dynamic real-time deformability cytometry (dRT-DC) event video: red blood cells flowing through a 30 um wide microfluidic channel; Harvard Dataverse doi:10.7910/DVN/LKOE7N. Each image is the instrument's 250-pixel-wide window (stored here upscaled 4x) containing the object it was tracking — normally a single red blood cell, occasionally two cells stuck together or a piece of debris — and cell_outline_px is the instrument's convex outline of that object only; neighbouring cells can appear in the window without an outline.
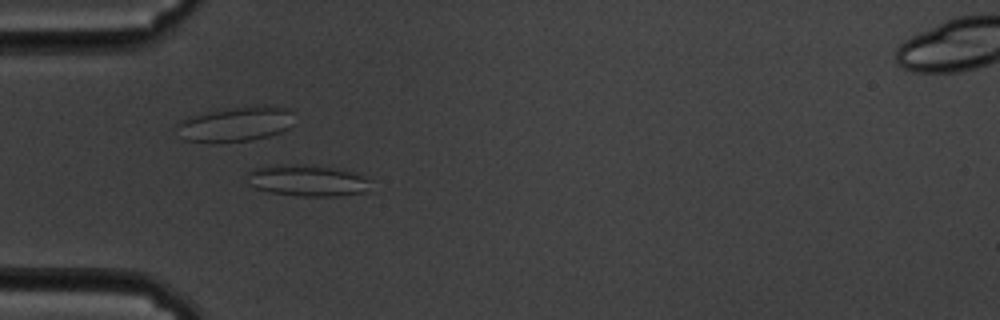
{"species": "common noctule bat (a hibernating species)", "species_latin": "Nyctalus noctula", "temperature_condition": "cold", "stored_images_in_passage": 57, "camera_frame_rate_fps": 3000, "um_per_image_px": 0.085, "animal": {"sex": "male", "body_mass_g": 19.5, "forearm_length_mm": 54.6}, "frame": {"image": 1, "passage_image": 17, "time_ms": 5.333, "image_size_px": [1000, 320], "cell_outline_px": [[372, 192], [336, 196], [296, 196], [268, 192], [256, 188], [248, 184], [244, 176], [252, 168], [268, 164], [304, 164], [344, 168], [356, 172], [372, 180]], "centroid_in_image_um": [26.17, 15.33], "position_along_channel_um": 58.8, "area_um2": 23.93}}
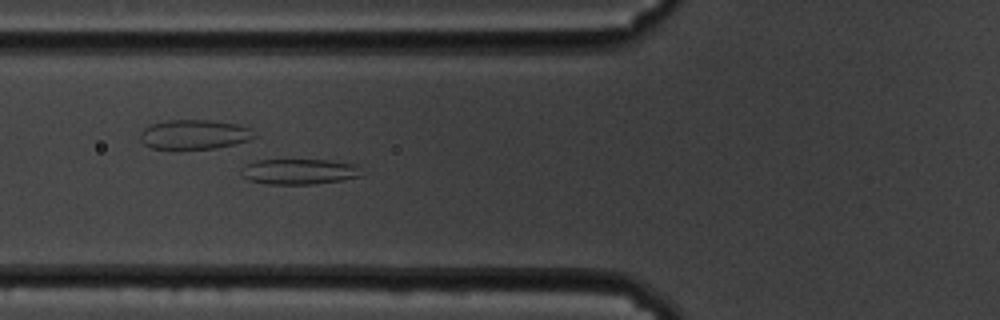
{"frame": {"image": 2, "passage_image": 21, "time_ms": 6.667, "image_size_px": [1000, 320], "cell_outline_px": [[360, 176], [344, 180], [312, 184], [268, 184], [248, 180], [240, 172], [240, 168], [244, 164], [256, 160], [328, 160], [356, 164]], "centroid_in_image_um": [25.36, 14.58], "position_along_channel_um": 100.4, "area_um2": 17.86}}